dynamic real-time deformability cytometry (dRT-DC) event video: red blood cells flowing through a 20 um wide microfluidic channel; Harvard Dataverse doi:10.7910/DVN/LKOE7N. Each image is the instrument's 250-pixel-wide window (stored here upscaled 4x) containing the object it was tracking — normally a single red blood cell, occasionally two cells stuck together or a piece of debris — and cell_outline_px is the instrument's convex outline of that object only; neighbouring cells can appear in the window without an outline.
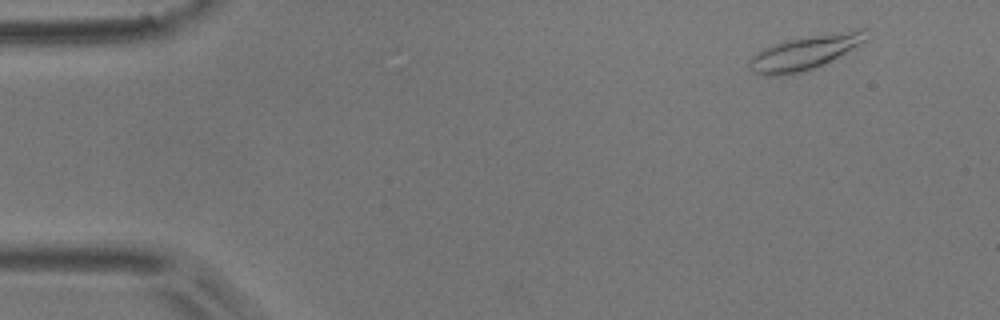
{"species": "common noctule bat (a hibernating species)", "species_latin": "Nyctalus noctula", "temperature_condition": "room temperature", "stored_images_in_passage": 4, "camera_frame_rate_fps": 3000, "um_per_image_px": 0.085, "animal": {"sex": "male", "body_mass_g": 17.9}, "frame": {"image": 1, "passage_image": 1, "time_ms": 0.0, "image_size_px": [1000, 320], "cell_outline_px": [[868, 40], [812, 68], [800, 72], [768, 76], [764, 76], [752, 72], [748, 64], [748, 60], [756, 52], [764, 48], [784, 40], [860, 28], [864, 28]], "centroid_in_image_um": [68.35, 4.44], "position_along_channel_um": 16.6, "area_um2": 22.66}}